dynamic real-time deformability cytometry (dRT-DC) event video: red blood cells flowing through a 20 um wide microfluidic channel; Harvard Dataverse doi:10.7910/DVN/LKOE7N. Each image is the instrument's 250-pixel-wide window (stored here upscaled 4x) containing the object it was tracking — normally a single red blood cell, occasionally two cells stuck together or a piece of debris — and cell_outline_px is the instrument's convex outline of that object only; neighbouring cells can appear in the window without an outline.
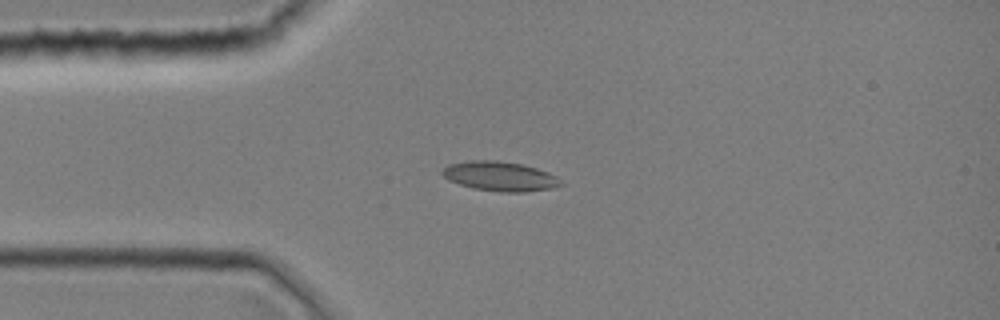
{"species": "common noctule bat (a hibernating species)", "species_latin": "Nyctalus noctula", "temperature_condition": "room temperature", "stored_images_in_passage": 1, "camera_frame_rate_fps": 3000, "um_per_image_px": 0.085, "animal": {"sex": "female", "body_mass_g": 19.0, "forearm_length_mm": 51.5}, "frame": {"image": 1, "passage_image": 1, "time_ms": 0.0, "image_size_px": [1000, 320], "cell_outline_px": [[564, 184], [552, 188], [524, 192], [500, 192], [472, 188], [448, 180], [440, 172], [448, 164], [468, 160], [496, 160], [520, 164], [536, 168], [548, 172], [556, 176]], "centroid_in_image_um": [42.47, 14.98], "position_along_channel_um": 42.5, "area_um2": 20.4}}